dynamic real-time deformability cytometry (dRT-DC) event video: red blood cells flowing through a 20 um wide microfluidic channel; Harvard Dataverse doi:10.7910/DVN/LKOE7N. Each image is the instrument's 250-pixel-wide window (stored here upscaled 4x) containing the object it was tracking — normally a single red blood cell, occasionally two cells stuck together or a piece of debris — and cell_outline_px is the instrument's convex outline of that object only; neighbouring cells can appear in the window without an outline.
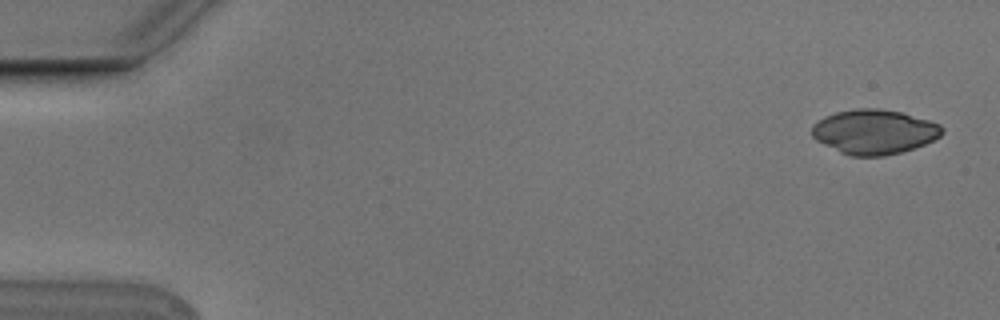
{"species": "Egyptian fruit bat (a non-hibernating species)", "species_latin": "Rousettus aegyptiacus", "temperature_condition": "cold", "stored_images_in_passage": 5, "camera_frame_rate_fps": 3000, "um_per_image_px": 0.085, "animal": {"sex": "male"}, "frame": {"image": 1, "passage_image": 1, "time_ms": 0.0, "image_size_px": [1000, 320], "cell_outline_px": [[944, 132], [940, 136], [924, 144], [900, 152], [884, 156], [852, 156], [840, 152], [816, 140], [812, 136], [812, 124], [824, 116], [836, 112], [856, 108], [880, 108], [900, 112], [928, 120], [940, 124], [944, 128]], "centroid_in_image_um": [74.29, 11.19], "position_along_channel_um": 10.7, "area_um2": 33.76}}